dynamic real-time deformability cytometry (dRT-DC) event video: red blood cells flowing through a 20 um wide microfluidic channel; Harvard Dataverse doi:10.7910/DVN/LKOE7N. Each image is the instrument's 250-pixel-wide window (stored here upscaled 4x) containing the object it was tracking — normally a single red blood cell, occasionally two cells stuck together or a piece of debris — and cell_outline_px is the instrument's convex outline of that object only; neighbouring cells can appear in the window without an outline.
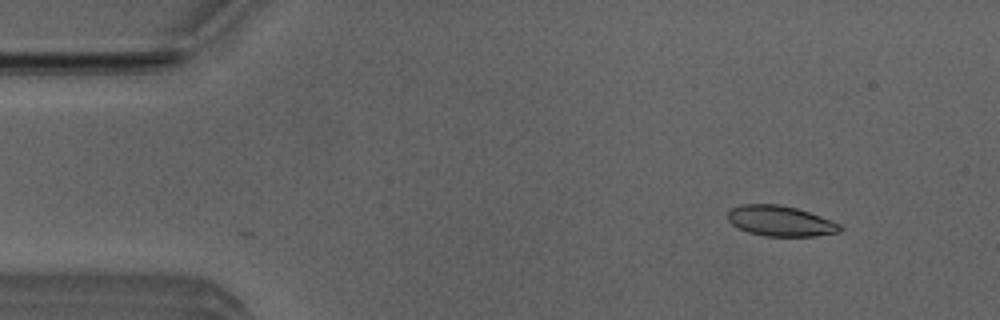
{"species": "Egyptian fruit bat (a non-hibernating species)", "species_latin": "Rousettus aegyptiacus", "temperature_condition": "room temperature", "stored_images_in_passage": 2, "camera_frame_rate_fps": 3000, "um_per_image_px": 0.085, "animal": {"sex": "male"}, "frame": {"image": 1, "passage_image": 2, "time_ms": 0.333, "image_size_px": [1000, 320], "cell_outline_px": [[844, 228], [840, 232], [816, 236], [764, 236], [748, 232], [732, 224], [728, 220], [728, 212], [732, 208], [740, 204], [776, 204], [796, 208], [820, 216], [840, 224]], "centroid_in_image_um": [66.34, 18.79], "position_along_channel_um": 18.7, "area_um2": 19.83}}